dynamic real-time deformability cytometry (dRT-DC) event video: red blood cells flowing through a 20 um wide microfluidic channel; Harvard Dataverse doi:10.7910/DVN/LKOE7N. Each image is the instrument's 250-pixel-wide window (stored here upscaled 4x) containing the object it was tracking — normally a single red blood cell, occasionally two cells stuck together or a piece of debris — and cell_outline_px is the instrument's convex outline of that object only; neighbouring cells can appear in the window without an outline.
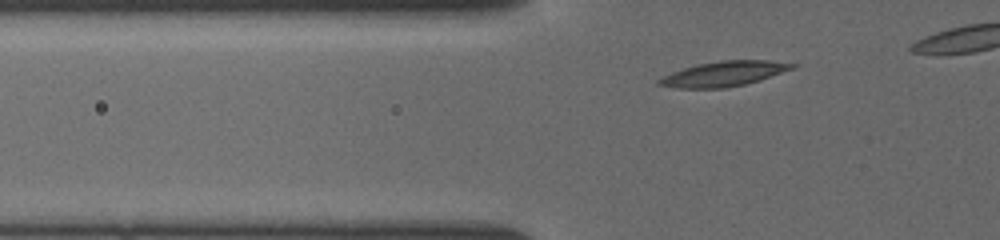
{"species": "common noctule bat (a hibernating species)", "species_latin": "Nyctalus noctula", "temperature_condition": "cold", "stored_images_in_passage": 5, "segment_of_instrument_passage": [2, 2], "camera_frame_rate_fps": 3000, "um_per_image_px": 0.085, "animal": {"sex": "female", "body_mass_g": 19.5, "forearm_length_mm": 54.1}, "frame": {"image": 1, "passage_image": 5, "time_ms": 3.0, "image_size_px": [1000, 240], "cell_outline_px": [[796, 64], [792, 68], [760, 80], [744, 84], [724, 88], [676, 88], [656, 84], [656, 80], [672, 72], [696, 64], [720, 60], [768, 60]], "centroid_in_image_um": [61.46, 6.27], "position_along_channel_um": 64.3, "area_um2": 19.19}}